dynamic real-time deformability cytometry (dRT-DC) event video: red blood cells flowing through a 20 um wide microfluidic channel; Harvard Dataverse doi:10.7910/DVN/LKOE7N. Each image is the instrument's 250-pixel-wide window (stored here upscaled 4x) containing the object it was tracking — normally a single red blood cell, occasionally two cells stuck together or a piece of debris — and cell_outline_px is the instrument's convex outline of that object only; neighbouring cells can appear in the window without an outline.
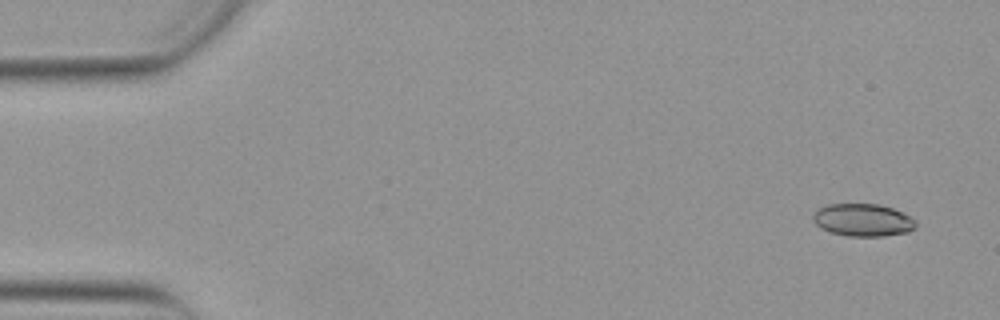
{"species": "Egyptian fruit bat (a non-hibernating species)", "species_latin": "Rousettus aegyptiacus", "temperature_condition": "warm", "stored_images_in_passage": 53, "camera_frame_rate_fps": 3000, "um_per_image_px": 0.085, "animal": {"sex": "female"}, "frame": {"image": 1, "passage_image": 3, "time_ms": 0.667, "image_size_px": [1000, 320], "cell_outline_px": [[916, 228], [908, 232], [884, 236], [848, 236], [832, 232], [820, 228], [812, 220], [812, 216], [820, 208], [828, 204], [880, 204], [892, 208], [916, 220]], "centroid_in_image_um": [73.35, 18.71], "position_along_channel_um": 11.6, "area_um2": 19.42}}
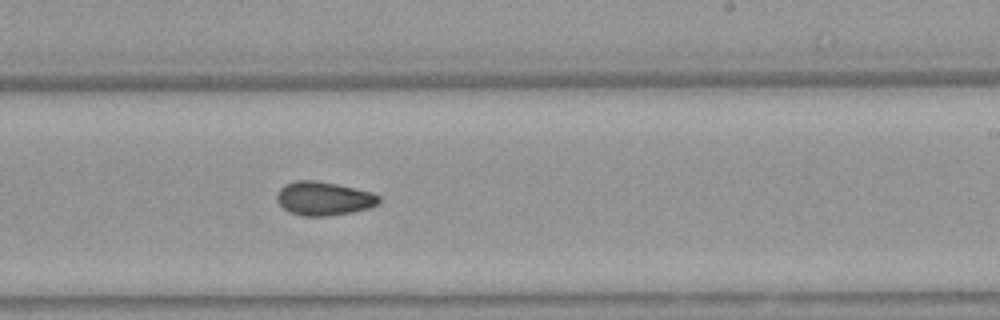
{"frame": {"image": 2, "passage_image": 32, "time_ms": 10.333, "image_size_px": [1000, 320], "cell_outline_px": [[380, 200], [376, 204], [368, 208], [352, 212], [328, 216], [304, 216], [288, 212], [276, 200], [276, 192], [284, 184], [296, 180], [316, 180], [336, 184], [372, 192], [380, 196]], "centroid_in_image_um": [27.48, 16.87], "position_along_channel_um": 261.5, "area_um2": 20.11}}
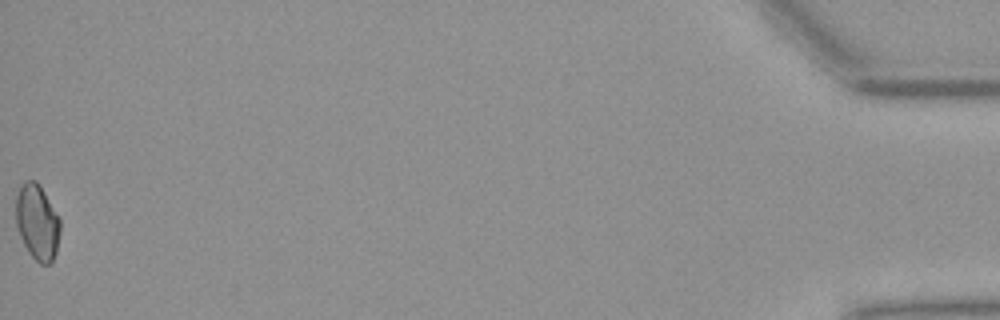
{"frame": {"image": 3, "passage_image": 53, "time_ms": 17.333, "image_size_px": [1000, 320], "cell_outline_px": [[60, 232], [56, 252], [52, 260], [48, 264], [40, 264], [28, 252], [20, 236], [16, 224], [16, 196], [20, 184], [24, 180], [36, 180], [40, 184], [60, 220]], "centroid_in_image_um": [3.15, 18.85], "position_along_channel_um": 432.0, "area_um2": 19.54}, "authors_computed_cell_mechanics": {"area_um2": 19.652, "velocity_mm_per_s": 3.8944, "shape_relaxation_time_tau1_ms": null, "shape_relaxation_time_tau2_ms": 2.741, "deformation_change_tau1": null, "deformation_change_tau2": 0.0662}}